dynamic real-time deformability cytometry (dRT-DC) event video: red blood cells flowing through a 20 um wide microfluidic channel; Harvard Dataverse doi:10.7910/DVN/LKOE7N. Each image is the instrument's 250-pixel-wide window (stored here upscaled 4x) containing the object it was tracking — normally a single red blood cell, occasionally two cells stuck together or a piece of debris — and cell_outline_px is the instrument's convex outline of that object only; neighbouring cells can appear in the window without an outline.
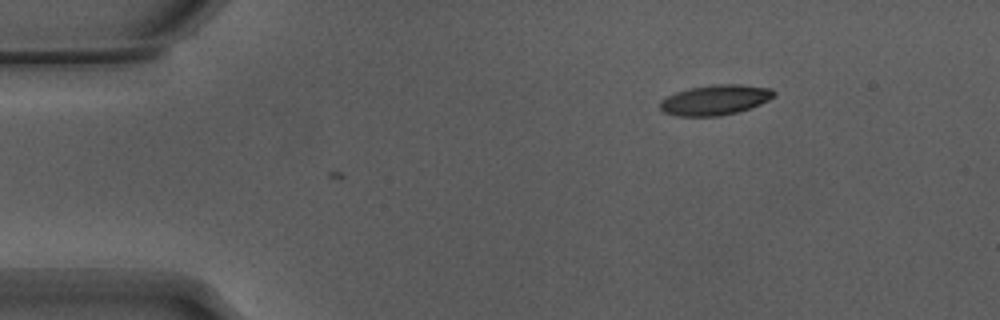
{"species": "Egyptian fruit bat (a non-hibernating species)", "species_latin": "Rousettus aegyptiacus", "temperature_condition": "warm", "stored_images_in_passage": 2, "camera_frame_rate_fps": 3000, "um_per_image_px": 0.085, "animal": {"sex": "male"}, "frame": {"image": 1, "passage_image": 1, "time_ms": 0.0, "image_size_px": [1000, 320], "cell_outline_px": [[776, 96], [760, 104], [736, 112], [720, 116], [676, 116], [664, 112], [660, 108], [660, 100], [676, 92], [688, 88], [720, 84], [740, 84], [772, 88], [776, 92]], "centroid_in_image_um": [60.8, 8.49], "position_along_channel_um": 24.2, "area_um2": 20.0}}